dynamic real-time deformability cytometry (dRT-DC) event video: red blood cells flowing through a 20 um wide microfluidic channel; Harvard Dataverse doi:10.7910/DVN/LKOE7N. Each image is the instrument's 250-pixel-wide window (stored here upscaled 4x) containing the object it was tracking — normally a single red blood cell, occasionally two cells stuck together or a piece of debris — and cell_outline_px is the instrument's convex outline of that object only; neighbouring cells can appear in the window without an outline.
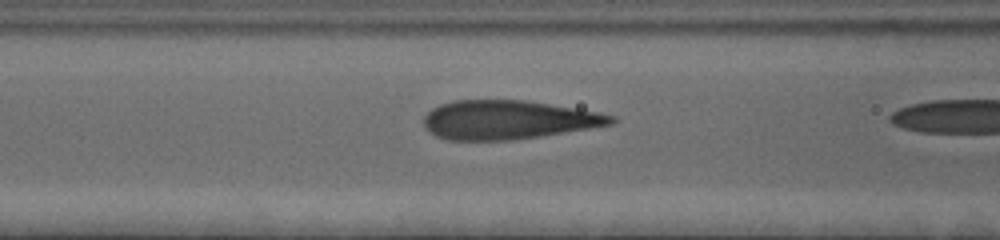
{"species": "human", "species_latin": "Homo sapiens", "temperature_condition": "cold", "stored_images_in_passage": 14, "camera_frame_rate_fps": 3000, "um_per_image_px": 0.085, "donor": {"sex": "female"}, "frame": {"image": 1, "passage_image": 5, "time_ms": 1.333, "image_size_px": [1000, 240], "cell_outline_px": [[616, 120], [612, 124], [588, 128], [536, 136], [508, 140], [448, 140], [436, 136], [428, 132], [424, 124], [424, 116], [432, 108], [440, 104], [456, 100], [524, 100], [596, 112], [612, 116]], "centroid_in_image_um": [43.09, 10.18], "position_along_channel_um": 123.5, "area_um2": 41.73}}
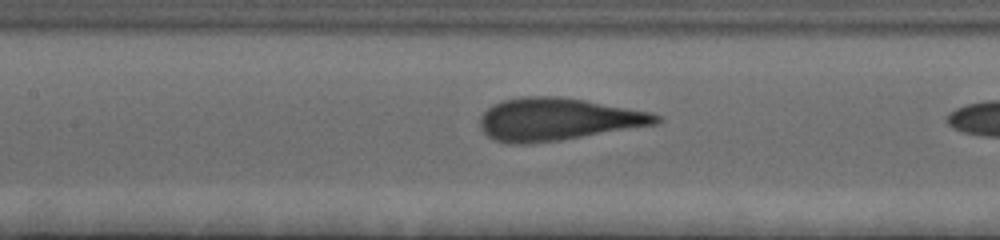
{"frame": {"image": 2, "passage_image": 8, "time_ms": 2.333, "image_size_px": [1000, 240], "cell_outline_px": [[664, 120], [660, 124], [560, 140], [528, 144], [508, 144], [496, 140], [488, 136], [480, 128], [480, 116], [492, 104], [504, 100], [524, 96], [556, 96], [584, 100], [652, 112], [660, 116]], "centroid_in_image_um": [47.43, 10.14], "position_along_channel_um": 160.0, "area_um2": 43.81}}
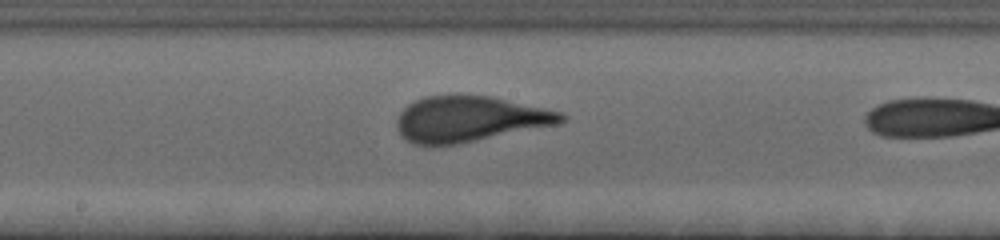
{"frame": {"image": 3, "passage_image": 12, "time_ms": 3.667, "image_size_px": [1000, 240], "cell_outline_px": [[568, 116], [560, 124], [456, 144], [412, 144], [404, 140], [400, 136], [396, 128], [396, 120], [400, 112], [408, 104], [424, 96], [488, 96], [544, 108], [560, 112]], "centroid_in_image_um": [39.88, 10.13], "position_along_channel_um": 208.3, "area_um2": 43.29}}